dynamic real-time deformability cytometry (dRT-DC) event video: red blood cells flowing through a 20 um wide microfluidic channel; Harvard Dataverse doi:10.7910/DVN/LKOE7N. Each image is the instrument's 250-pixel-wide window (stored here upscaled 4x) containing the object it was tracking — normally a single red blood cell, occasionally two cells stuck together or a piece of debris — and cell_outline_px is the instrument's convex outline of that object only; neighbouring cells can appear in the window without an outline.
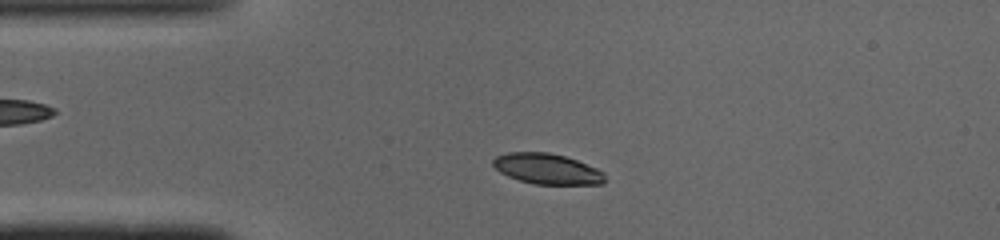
{"species": "common noctule bat (a hibernating species)", "species_latin": "Nyctalus noctula", "temperature_condition": "cold", "stored_images_in_passage": 40, "camera_frame_rate_fps": 3000, "um_per_image_px": 0.085, "animal": {"sex": "male", "body_mass_g": 19.0, "forearm_length_mm": 50.8}, "frame": {"image": 1, "passage_image": 2, "time_ms": 0.333, "image_size_px": [1000, 240], "cell_outline_px": [[604, 184], [532, 184], [508, 176], [500, 172], [492, 164], [492, 160], [496, 156], [508, 152], [548, 152], [564, 156], [576, 160], [596, 168], [604, 172]], "centroid_in_image_um": [46.48, 14.35], "position_along_channel_um": 38.5, "area_um2": 19.83}}
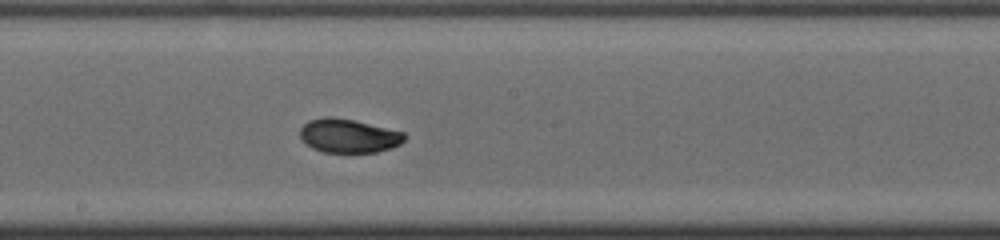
{"frame": {"image": 2, "passage_image": 17, "time_ms": 5.333, "image_size_px": [1000, 240], "cell_outline_px": [[408, 136], [400, 144], [392, 148], [376, 152], [324, 152], [312, 148], [300, 136], [300, 128], [308, 120], [324, 116], [332, 116], [352, 120], [404, 132]], "centroid_in_image_um": [29.64, 11.54], "position_along_channel_um": 218.6, "area_um2": 20.52}}
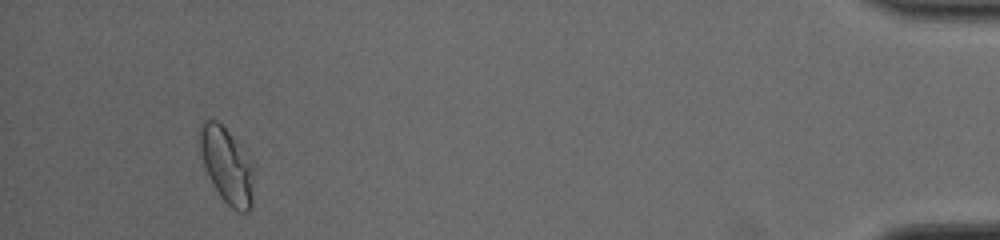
{"frame": {"image": 3, "passage_image": 37, "time_ms": 12.0, "image_size_px": [1000, 240], "cell_outline_px": [[256, 172], [252, 204], [248, 212], [236, 212], [220, 196], [212, 184], [204, 164], [200, 152], [200, 124], [204, 120], [216, 120], [228, 132], [252, 164]], "centroid_in_image_um": [19.31, 14.13], "position_along_channel_um": 415.9, "area_um2": 23.64}, "authors_computed_cell_mechanics": {"area_um2": 20.9236, "velocity_mm_per_s": 4.0723, "shape_relaxation_time_tau1_ms": 6.0719, "shape_relaxation_time_tau2_ms": 1.2673, "deformation_change_tau1": 0.2057, "deformation_change_tau2": 0.0407}}